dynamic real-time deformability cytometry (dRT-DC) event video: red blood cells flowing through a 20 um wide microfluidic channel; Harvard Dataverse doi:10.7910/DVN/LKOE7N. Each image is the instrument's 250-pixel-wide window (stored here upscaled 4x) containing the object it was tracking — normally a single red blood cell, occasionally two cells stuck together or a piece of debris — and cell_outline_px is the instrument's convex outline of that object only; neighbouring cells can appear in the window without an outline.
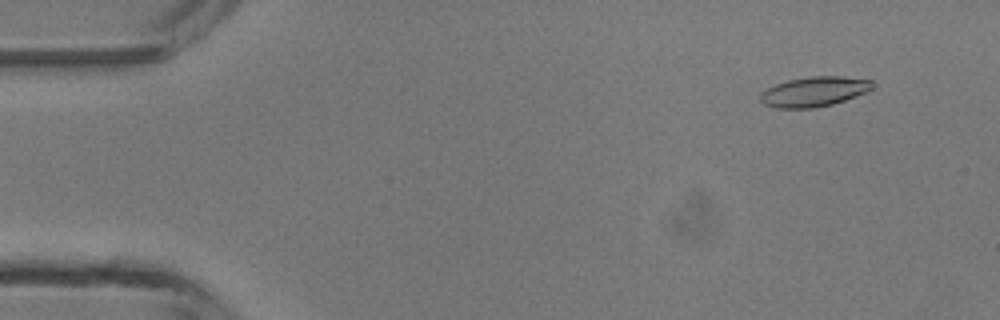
{"species": "common noctule bat (a hibernating species)", "species_latin": "Nyctalus noctula", "temperature_condition": "room temperature", "stored_images_in_passage": 46, "camera_frame_rate_fps": 3000, "um_per_image_px": 0.085, "animal": {"sex": "male", "body_mass_g": 13.3}, "frame": {"image": 1, "passage_image": 3, "time_ms": 0.667, "image_size_px": [1000, 320], "cell_outline_px": [[872, 88], [868, 92], [832, 104], [816, 108], [776, 108], [764, 104], [760, 100], [760, 92], [776, 84], [788, 80], [808, 76], [844, 76], [872, 80]], "centroid_in_image_um": [69.2, 7.78], "position_along_channel_um": 15.8, "area_um2": 19.59}}
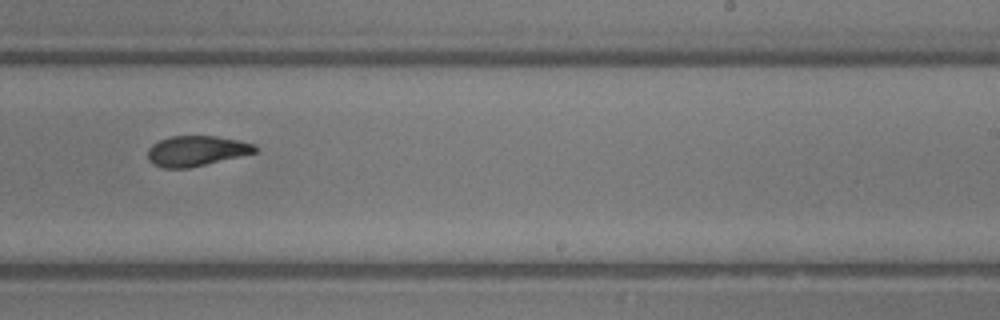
{"frame": {"image": 2, "passage_image": 28, "time_ms": 9.0, "image_size_px": [1000, 320], "cell_outline_px": [[256, 152], [240, 156], [188, 168], [164, 168], [152, 164], [148, 160], [148, 148], [152, 144], [168, 136], [216, 136], [240, 140], [256, 144]], "centroid_in_image_um": [16.67, 12.82], "position_along_channel_um": 272.3, "area_um2": 18.96}}
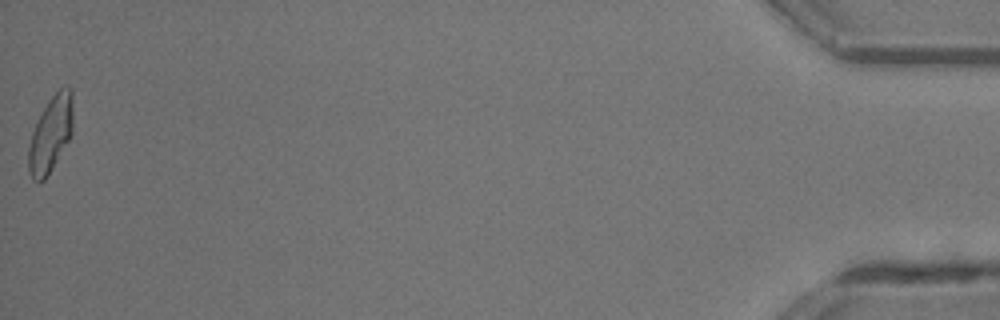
{"frame": {"image": 3, "passage_image": 46, "time_ms": 15.0, "image_size_px": [1000, 320], "cell_outline_px": [[72, 132], [68, 140], [44, 180], [32, 180], [28, 168], [28, 148], [32, 132], [44, 108], [52, 96], [60, 88], [68, 84], [72, 88]], "centroid_in_image_um": [4.31, 11.36], "position_along_channel_um": 430.9, "area_um2": 19.19}, "authors_computed_cell_mechanics": {"area_um2": 19.5942, "velocity_mm_per_s": 4.374, "shape_relaxation_time_tau1_ms": 3.9204, "shape_relaxation_time_tau2_ms": 1.8697, "deformation_change_tau1": 0.1728, "deformation_change_tau2": 0.0898}}